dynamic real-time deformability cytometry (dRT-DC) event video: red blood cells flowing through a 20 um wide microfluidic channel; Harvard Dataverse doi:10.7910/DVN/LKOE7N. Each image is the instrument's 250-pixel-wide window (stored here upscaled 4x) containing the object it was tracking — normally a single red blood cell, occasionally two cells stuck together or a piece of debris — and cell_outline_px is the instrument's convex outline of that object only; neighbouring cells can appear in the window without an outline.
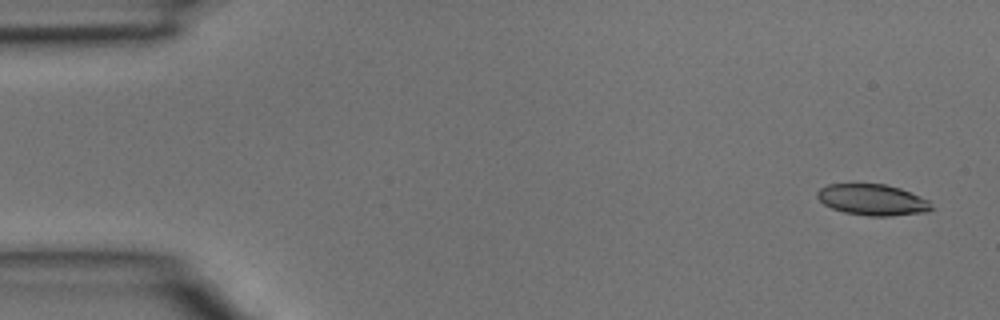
{"species": "common noctule bat (a hibernating species)", "species_latin": "Nyctalus noctula", "temperature_condition": "room temperature", "stored_images_in_passage": 5, "camera_frame_rate_fps": 3000, "um_per_image_px": 0.085, "animal": {"sex": "male", "body_mass_g": 15.6}, "frame": {"image": 1, "passage_image": 1, "time_ms": 0.0, "image_size_px": [1000, 320], "cell_outline_px": [[932, 208], [928, 212], [892, 216], [868, 216], [844, 212], [832, 208], [824, 204], [816, 196], [816, 192], [820, 188], [828, 184], [884, 184], [900, 188], [928, 200]], "centroid_in_image_um": [74.14, 16.99], "position_along_channel_um": 10.9, "area_um2": 20.63}}